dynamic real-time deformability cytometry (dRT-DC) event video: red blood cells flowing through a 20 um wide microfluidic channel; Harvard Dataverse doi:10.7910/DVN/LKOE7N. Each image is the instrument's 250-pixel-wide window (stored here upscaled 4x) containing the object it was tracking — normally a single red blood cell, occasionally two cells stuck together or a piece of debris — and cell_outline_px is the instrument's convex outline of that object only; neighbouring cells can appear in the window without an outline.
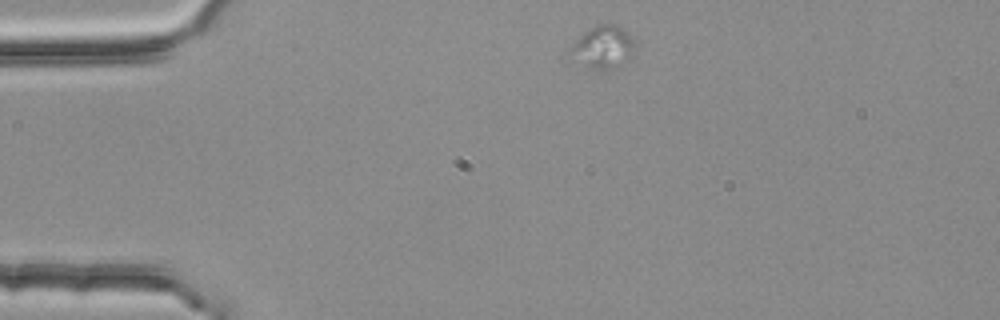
{"species": "common noctule bat (a hibernating species)", "species_latin": "Nyctalus noctula", "temperature_condition": "room temperature", "stored_images_in_passage": 17, "camera_frame_rate_fps": 3000, "um_per_image_px": 0.085, "animal": {"sex": "female", "body_mass_g": 25.1}, "frame": {"image": 1, "passage_image": 1, "time_ms": 0.0, "image_size_px": [1000, 320], "cell_outline_px": [[636, 48], [632, 56], [612, 68], [592, 68], [568, 48], [588, 28], [596, 24], [616, 24], [624, 28], [632, 36], [636, 44]], "centroid_in_image_um": [51.36, 3.9], "position_along_channel_um": 33.6, "area_um2": 15.37}}